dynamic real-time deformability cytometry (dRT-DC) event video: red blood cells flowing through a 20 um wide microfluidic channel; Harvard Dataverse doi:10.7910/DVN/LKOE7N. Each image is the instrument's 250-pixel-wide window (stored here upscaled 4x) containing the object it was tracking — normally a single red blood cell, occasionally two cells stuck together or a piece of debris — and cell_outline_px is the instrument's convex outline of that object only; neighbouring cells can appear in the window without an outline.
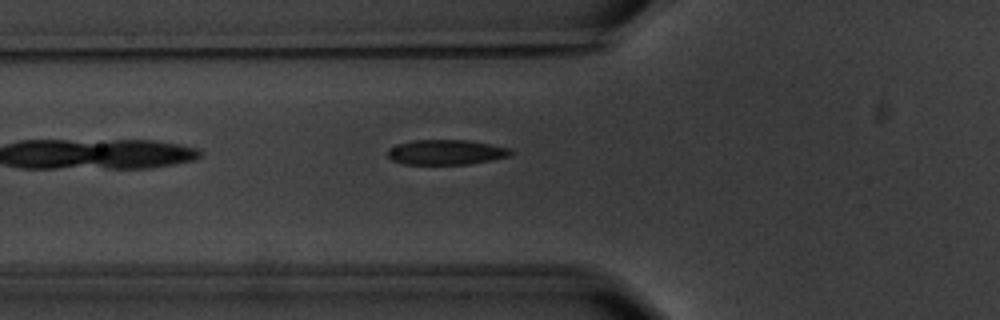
{"species": "common noctule bat (a hibernating species)", "species_latin": "Nyctalus noctula", "temperature_condition": "warm", "stored_images_in_passage": 6, "camera_frame_rate_fps": 3000, "um_per_image_px": 0.085, "animal": {"sex": "male", "body_mass_g": 20.1, "forearm_length_mm": 53.5}, "frame": {"image": 1, "passage_image": 6, "time_ms": 6.0, "image_size_px": [1000, 320], "cell_outline_px": [[516, 152], [512, 156], [492, 160], [468, 164], [404, 164], [392, 160], [388, 156], [388, 152], [392, 148], [400, 144], [412, 140], [468, 140], [512, 148]], "centroid_in_image_um": [38.03, 12.94], "position_along_channel_um": 87.8, "area_um2": 17.98}}